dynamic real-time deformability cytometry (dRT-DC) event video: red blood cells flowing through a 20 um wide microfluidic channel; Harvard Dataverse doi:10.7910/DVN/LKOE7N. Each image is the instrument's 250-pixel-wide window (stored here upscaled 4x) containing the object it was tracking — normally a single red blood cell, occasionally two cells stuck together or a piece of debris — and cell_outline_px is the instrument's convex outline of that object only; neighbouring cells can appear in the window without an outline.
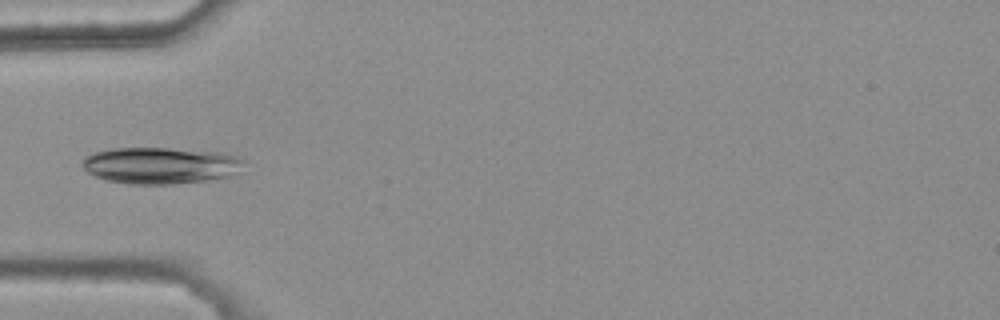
{"species": "common noctule bat (a hibernating species)", "species_latin": "Nyctalus noctula", "temperature_condition": "warm", "stored_images_in_passage": 4, "camera_frame_rate_fps": 3000, "um_per_image_px": 0.085, "animal": {"sex": "female", "body_mass_g": 25.1}, "frame": {"image": 1, "passage_image": 4, "time_ms": 1.0, "image_size_px": [1000, 320], "cell_outline_px": [[244, 160], [240, 172], [228, 176], [208, 180], [172, 184], [128, 184], [108, 180], [96, 176], [88, 172], [80, 164], [84, 156], [96, 152], [112, 148], [168, 148], [224, 152], [236, 156]], "centroid_in_image_um": [13.65, 14.06], "position_along_channel_um": 71.4, "area_um2": 34.56}}